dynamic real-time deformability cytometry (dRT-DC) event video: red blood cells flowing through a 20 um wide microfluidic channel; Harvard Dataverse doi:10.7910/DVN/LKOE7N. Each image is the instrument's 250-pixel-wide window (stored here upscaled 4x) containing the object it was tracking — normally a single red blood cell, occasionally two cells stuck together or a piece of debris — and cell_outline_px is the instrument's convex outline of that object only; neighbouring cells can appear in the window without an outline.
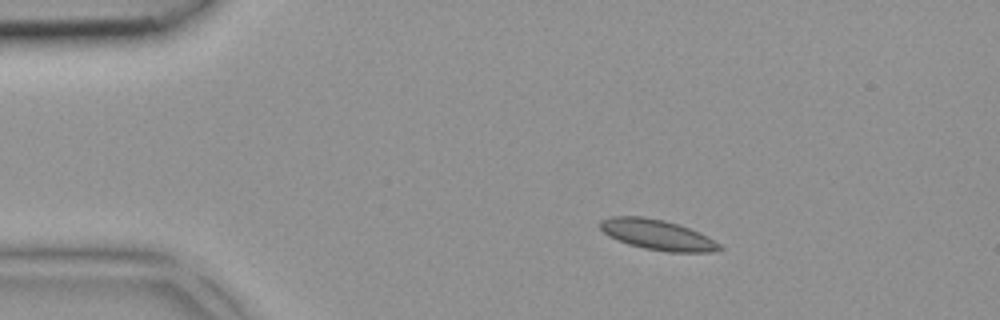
{"species": "common noctule bat (a hibernating species)", "species_latin": "Nyctalus noctula", "temperature_condition": "room temperature", "stored_images_in_passage": 2, "camera_frame_rate_fps": 3000, "um_per_image_px": 0.085, "animal": {"sex": "female", "body_mass_g": 18.4}, "frame": {"image": 1, "passage_image": 1, "time_ms": 0.0, "image_size_px": [1000, 320], "cell_outline_px": [[724, 248], [712, 252], [668, 252], [644, 248], [628, 244], [608, 236], [600, 228], [600, 220], [612, 216], [644, 216], [664, 220], [700, 232], [708, 236], [720, 244]], "centroid_in_image_um": [55.88, 19.95], "position_along_channel_um": 29.1, "area_um2": 21.1}}